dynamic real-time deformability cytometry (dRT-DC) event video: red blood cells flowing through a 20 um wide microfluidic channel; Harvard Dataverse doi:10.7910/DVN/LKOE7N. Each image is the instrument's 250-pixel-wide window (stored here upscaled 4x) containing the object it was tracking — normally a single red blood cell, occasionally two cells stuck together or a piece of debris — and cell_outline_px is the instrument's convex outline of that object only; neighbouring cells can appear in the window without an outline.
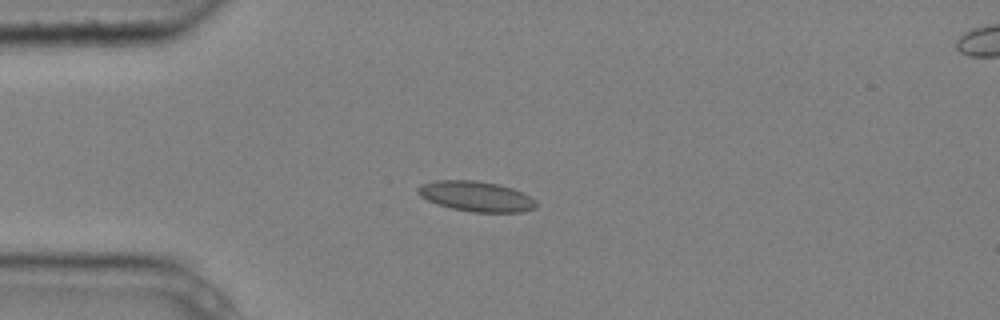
{"species": "common noctule bat (a hibernating species)", "species_latin": "Nyctalus noctula", "temperature_condition": "cold", "stored_images_in_passage": 6, "camera_frame_rate_fps": 3000, "um_per_image_px": 0.085, "animal": {"sex": "male", "body_mass_g": 20.4}, "frame": {"image": 1, "passage_image": 1, "time_ms": 0.0, "image_size_px": [1000, 320], "cell_outline_px": [[536, 208], [524, 212], [472, 212], [452, 208], [436, 204], [420, 196], [416, 192], [416, 188], [420, 184], [436, 180], [472, 180], [496, 184], [512, 188], [524, 192], [536, 200]], "centroid_in_image_um": [40.47, 16.69], "position_along_channel_um": 44.5, "area_um2": 20.98}}
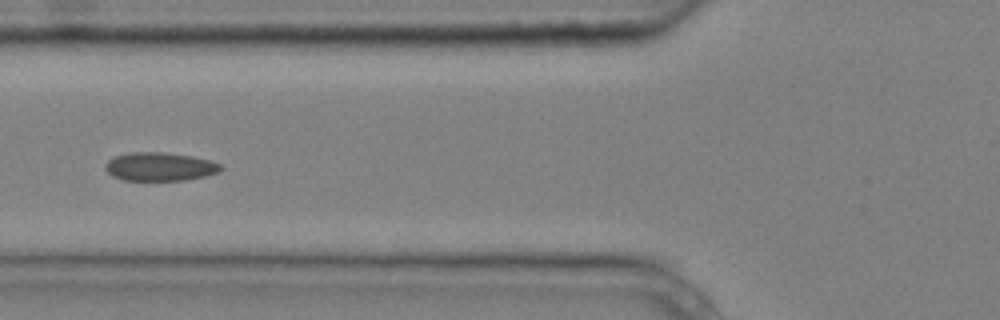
{"frame": {"image": 2, "passage_image": 3, "time_ms": 0.667, "image_size_px": [1000, 320], "cell_outline_px": [[224, 168], [216, 172], [204, 176], [184, 180], [124, 180], [112, 176], [104, 168], [104, 164], [108, 160], [116, 156], [132, 152], [160, 152], [192, 156], [212, 160], [220, 164]], "centroid_in_image_um": [13.57, 14.16], "position_along_channel_um": 112.2, "area_um2": 19.07}}